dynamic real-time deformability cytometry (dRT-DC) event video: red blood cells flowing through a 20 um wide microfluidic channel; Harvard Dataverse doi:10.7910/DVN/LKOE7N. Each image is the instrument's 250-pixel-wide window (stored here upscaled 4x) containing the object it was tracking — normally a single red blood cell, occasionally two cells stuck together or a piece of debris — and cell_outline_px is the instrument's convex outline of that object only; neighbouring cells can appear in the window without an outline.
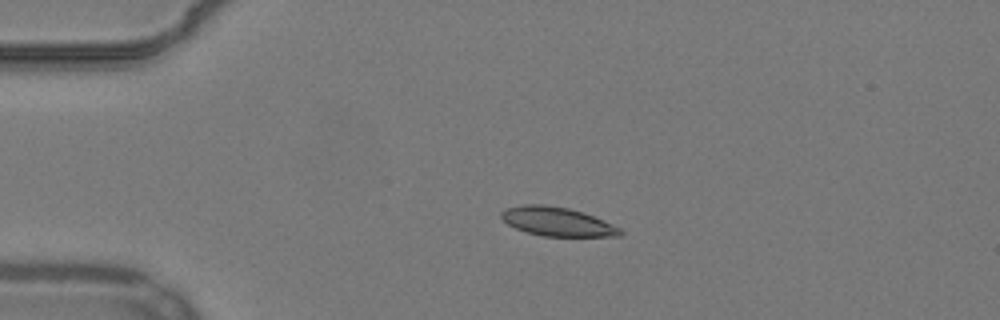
{"species": "common noctule bat (a hibernating species)", "species_latin": "Nyctalus noctula", "temperature_condition": "warm", "stored_images_in_passage": 42, "camera_frame_rate_fps": 3000, "um_per_image_px": 0.085, "animal": {"sex": "male", "body_mass_g": 19.2, "forearm_length_mm": 51.8}, "frame": {"image": 1, "passage_image": 1, "time_ms": 0.0, "image_size_px": [1000, 320], "cell_outline_px": [[624, 232], [620, 236], [544, 236], [528, 232], [516, 228], [508, 224], [500, 216], [500, 212], [504, 208], [524, 204], [544, 204], [568, 208], [584, 212], [612, 224], [620, 228]], "centroid_in_image_um": [47.35, 18.82], "position_along_channel_um": 37.6, "area_um2": 20.0}}
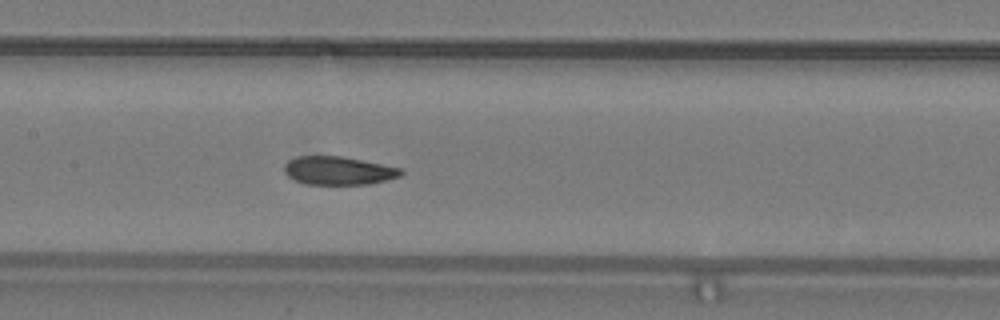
{"frame": {"image": 2, "passage_image": 15, "time_ms": 4.667, "image_size_px": [1000, 320], "cell_outline_px": [[404, 172], [400, 176], [368, 184], [304, 184], [288, 176], [284, 172], [284, 164], [288, 160], [296, 156], [340, 156], [404, 168]], "centroid_in_image_um": [28.76, 14.5], "position_along_channel_um": 178.6, "area_um2": 19.25}}
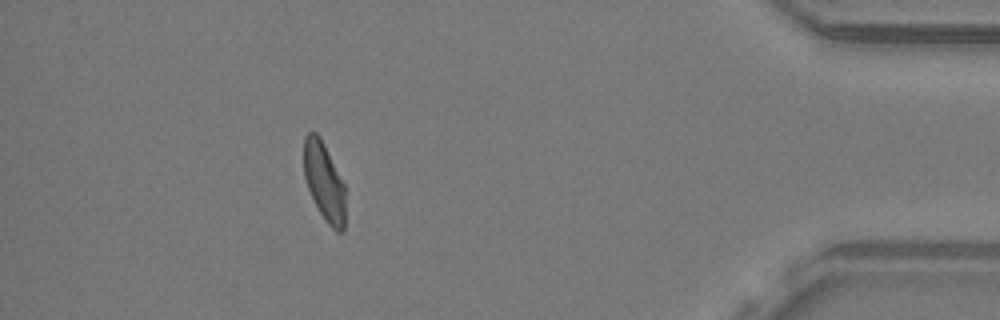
{"frame": {"image": 3, "passage_image": 37, "time_ms": 12.0, "image_size_px": [1000, 320], "cell_outline_px": [[344, 232], [336, 232], [328, 224], [320, 212], [308, 188], [304, 176], [304, 136], [308, 132], [316, 132], [320, 136], [344, 184]], "centroid_in_image_um": [27.54, 15.43], "position_along_channel_um": 407.7, "area_um2": 18.67}, "authors_computed_cell_mechanics": {"area_um2": 20.0566, "velocity_mm_per_s": 3.8364, "shape_relaxation_time_tau1_ms": 10.5081, "shape_relaxation_time_tau2_ms": 2.4037, "deformation_change_tau1": 0.2115, "deformation_change_tau2": 0.0697}}